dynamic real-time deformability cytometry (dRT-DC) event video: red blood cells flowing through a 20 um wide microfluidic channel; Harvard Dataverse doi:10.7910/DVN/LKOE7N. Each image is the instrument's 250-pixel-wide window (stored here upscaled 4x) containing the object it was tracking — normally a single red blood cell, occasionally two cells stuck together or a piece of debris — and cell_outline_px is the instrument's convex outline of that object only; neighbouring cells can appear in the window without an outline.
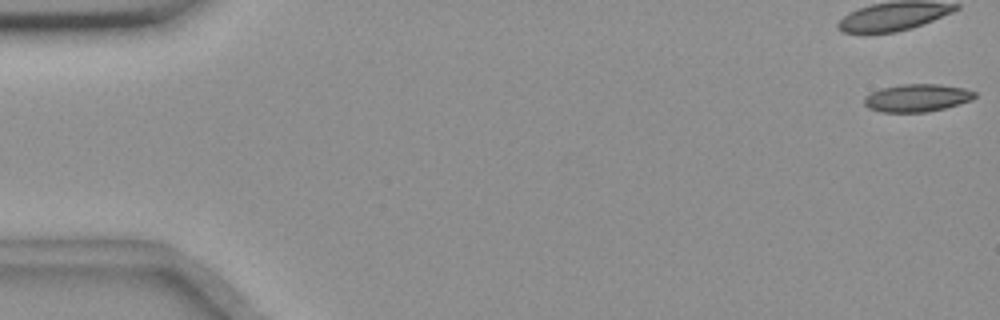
{"species": "common noctule bat (a hibernating species)", "species_latin": "Nyctalus noctula", "temperature_condition": "room temperature", "stored_images_in_passage": 12, "camera_frame_rate_fps": 3000, "um_per_image_px": 0.085, "animal": {"sex": "female", "body_mass_g": 18.4}, "frame": {"image": 1, "passage_image": 1, "time_ms": 0.0, "image_size_px": [1000, 320], "cell_outline_px": [[976, 96], [972, 100], [944, 108], [928, 112], [880, 112], [868, 108], [864, 104], [864, 96], [880, 88], [904, 84], [940, 84], [964, 88], [976, 92]], "centroid_in_image_um": [77.93, 8.32], "position_along_channel_um": 7.1, "area_um2": 17.92}}